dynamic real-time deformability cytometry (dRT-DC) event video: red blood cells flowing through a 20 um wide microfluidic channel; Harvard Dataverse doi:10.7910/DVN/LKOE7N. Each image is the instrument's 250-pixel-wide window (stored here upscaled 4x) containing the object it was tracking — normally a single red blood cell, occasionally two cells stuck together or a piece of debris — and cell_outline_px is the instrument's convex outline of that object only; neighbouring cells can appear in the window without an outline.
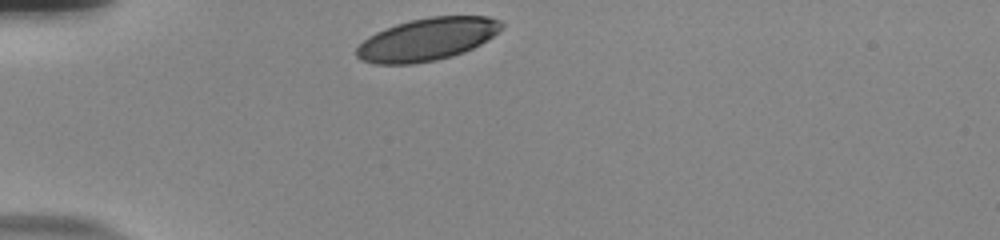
{"species": "human", "species_latin": "Homo sapiens", "temperature_condition": "room temperature", "stored_images_in_passage": 32, "camera_frame_rate_fps": 3000, "um_per_image_px": 0.085, "donor": {"sex": "male"}, "frame": {"image": 1, "passage_image": 1, "time_ms": 0.0, "image_size_px": [1000, 240], "cell_outline_px": [[504, 28], [500, 32], [480, 44], [464, 52], [452, 56], [436, 60], [412, 64], [372, 64], [360, 60], [356, 56], [356, 48], [368, 36], [376, 32], [396, 24], [412, 20], [432, 16], [488, 16], [500, 20], [504, 24]], "centroid_in_image_um": [36.32, 3.34], "position_along_channel_um": 48.7, "area_um2": 36.13}}
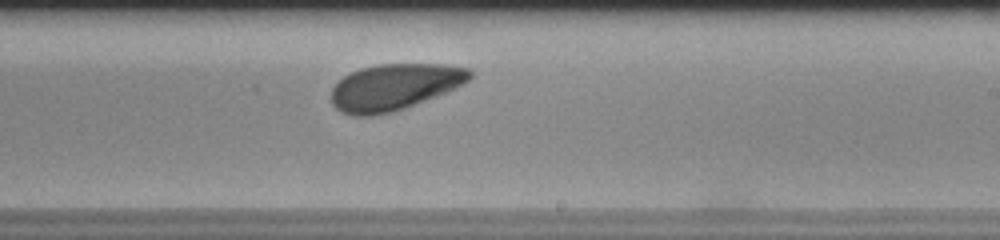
{"frame": {"image": 2, "passage_image": 20, "time_ms": 6.333, "image_size_px": [1000, 240], "cell_outline_px": [[472, 76], [464, 84], [448, 92], [404, 108], [392, 112], [372, 116], [352, 116], [340, 112], [332, 104], [332, 88], [344, 76], [360, 68], [376, 64], [448, 64], [468, 68], [472, 72]], "centroid_in_image_um": [33.54, 7.39], "position_along_channel_um": 255.5, "area_um2": 37.57}}
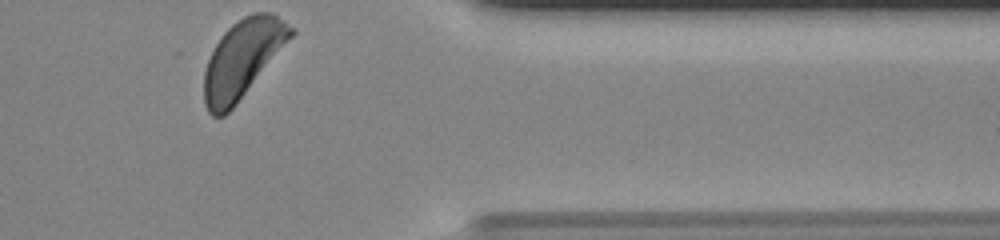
{"frame": {"image": 3, "passage_image": 32, "time_ms": 10.333, "image_size_px": [1000, 240], "cell_outline_px": [[296, 32], [236, 104], [224, 116], [212, 116], [208, 112], [204, 104], [204, 72], [208, 60], [216, 44], [224, 32], [236, 20], [252, 12], [268, 12], [284, 20], [296, 28]], "centroid_in_image_um": [20.62, 4.98], "position_along_channel_um": 390.8, "area_um2": 38.96}, "authors_computed_cell_mechanics": {"area_um2": 37.859, "velocity_mm_per_s": 3.6902, "shape_relaxation_time_tau1_ms": 2.4132, "shape_relaxation_time_tau2_ms": null, "deformation_change_tau1": 0.0961, "deformation_change_tau2": null}}